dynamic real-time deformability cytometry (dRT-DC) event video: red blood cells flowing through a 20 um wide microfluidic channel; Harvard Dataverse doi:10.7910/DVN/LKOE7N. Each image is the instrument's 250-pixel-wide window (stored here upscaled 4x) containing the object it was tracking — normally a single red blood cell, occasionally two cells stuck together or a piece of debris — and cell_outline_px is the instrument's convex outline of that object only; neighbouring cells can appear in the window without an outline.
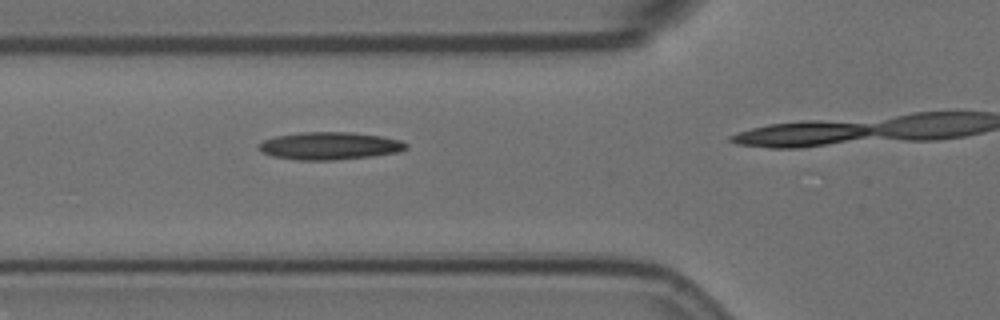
{"species": "Egyptian fruit bat (a non-hibernating species)", "species_latin": "Rousettus aegyptiacus", "temperature_condition": "room temperature", "stored_images_in_passage": 5, "camera_frame_rate_fps": 3000, "um_per_image_px": 0.085, "animal": {"sex": "female"}, "frame": {"image": 1, "passage_image": 4, "time_ms": 1.0, "image_size_px": [1000, 320], "cell_outline_px": [[408, 148], [400, 152], [372, 156], [336, 160], [300, 160], [272, 156], [264, 152], [260, 148], [260, 144], [264, 140], [276, 136], [300, 132], [352, 132], [380, 136], [400, 140], [408, 144]], "centroid_in_image_um": [28.08, 12.4], "position_along_channel_um": 97.7, "area_um2": 23.58}}